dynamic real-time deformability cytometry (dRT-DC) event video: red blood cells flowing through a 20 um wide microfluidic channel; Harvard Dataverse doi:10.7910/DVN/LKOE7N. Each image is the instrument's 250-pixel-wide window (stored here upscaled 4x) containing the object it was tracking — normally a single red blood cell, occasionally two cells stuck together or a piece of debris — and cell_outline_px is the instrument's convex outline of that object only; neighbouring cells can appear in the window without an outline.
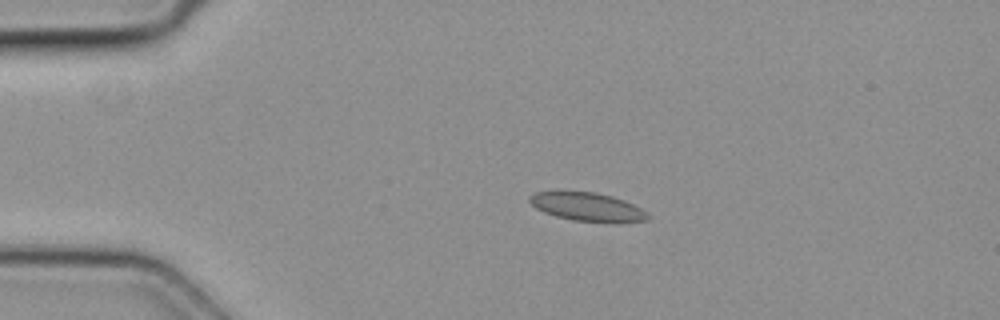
{"species": "common noctule bat (a hibernating species)", "species_latin": "Nyctalus noctula", "temperature_condition": "cold", "stored_images_in_passage": 4, "camera_frame_rate_fps": 3000, "um_per_image_px": 0.085, "animal": {"sex": "female", "body_mass_g": 19.3, "forearm_length_mm": 54.1}, "frame": {"image": 1, "passage_image": 3, "time_ms": 0.667, "image_size_px": [1000, 320], "cell_outline_px": [[652, 216], [648, 220], [612, 224], [572, 220], [556, 216], [544, 212], [536, 208], [528, 200], [528, 196], [532, 192], [556, 188], [560, 188], [596, 192], [612, 196], [624, 200], [648, 212]], "centroid_in_image_um": [49.88, 17.55], "position_along_channel_um": 35.1, "area_um2": 20.98}}